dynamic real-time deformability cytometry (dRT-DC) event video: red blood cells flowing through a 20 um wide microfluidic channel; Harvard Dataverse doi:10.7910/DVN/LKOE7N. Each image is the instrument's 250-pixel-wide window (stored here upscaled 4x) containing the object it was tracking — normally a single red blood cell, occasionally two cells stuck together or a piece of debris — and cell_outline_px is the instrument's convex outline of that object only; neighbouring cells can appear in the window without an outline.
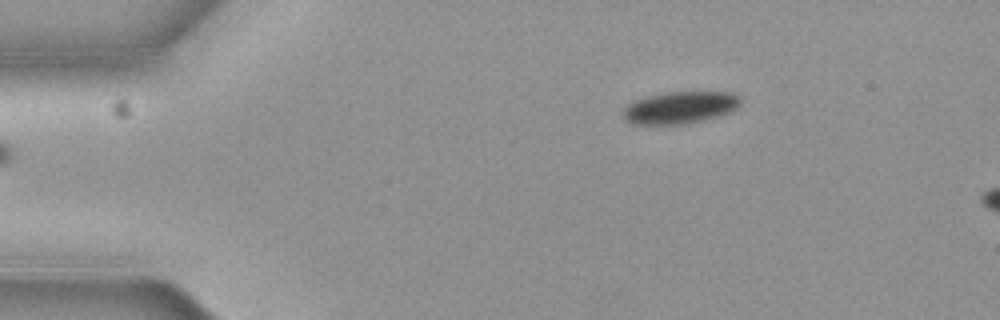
{"species": "common noctule bat (a hibernating species)", "species_latin": "Nyctalus noctula", "temperature_condition": "cold", "stored_images_in_passage": 3, "segment_of_instrument_passage": [1, 2], "camera_frame_rate_fps": 3000, "um_per_image_px": 0.085, "animal": {"sex": "female", "body_mass_g": 19.3, "forearm_length_mm": 54.1}, "frame": {"image": 1, "passage_image": 1, "time_ms": 0.0, "image_size_px": [1000, 320], "cell_outline_px": [[740, 104], [736, 108], [728, 112], [704, 120], [684, 124], [636, 124], [628, 120], [620, 112], [632, 100], [664, 92], [732, 92], [740, 96]], "centroid_in_image_um": [57.79, 9.13], "position_along_channel_um": 27.2, "area_um2": 21.91}}